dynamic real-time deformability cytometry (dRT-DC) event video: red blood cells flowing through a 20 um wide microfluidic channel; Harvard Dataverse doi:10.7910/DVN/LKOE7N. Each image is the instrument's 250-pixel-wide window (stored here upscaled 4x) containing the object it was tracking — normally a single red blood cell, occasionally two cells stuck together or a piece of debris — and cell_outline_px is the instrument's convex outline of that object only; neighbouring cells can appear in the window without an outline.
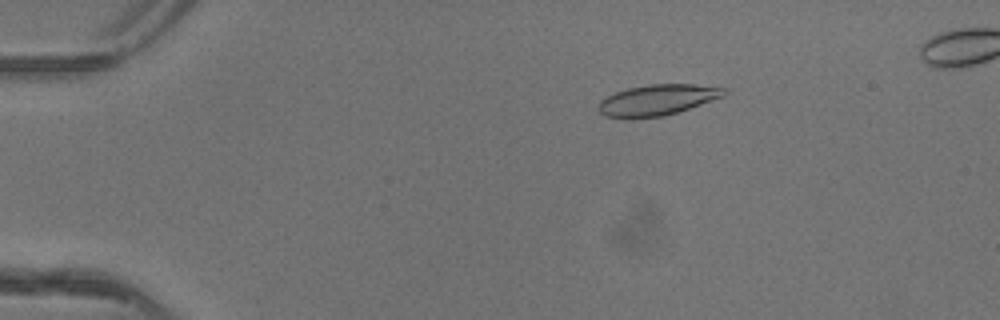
{"species": "common noctule bat (a hibernating species)", "species_latin": "Nyctalus noctula", "temperature_condition": "warm", "stored_images_in_passage": 52, "segment_of_instrument_passage": [1, 2], "camera_frame_rate_fps": 3000, "um_per_image_px": 0.085, "animal": {"sex": "female"}, "frame": {"image": 1, "passage_image": 10, "time_ms": 3.0, "image_size_px": [1000, 320], "cell_outline_px": [[728, 92], [724, 96], [664, 116], [604, 116], [600, 112], [600, 100], [616, 92], [628, 88], [648, 84], [692, 84], [728, 88]], "centroid_in_image_um": [55.95, 8.45], "position_along_channel_um": 29.1, "area_um2": 21.85}}
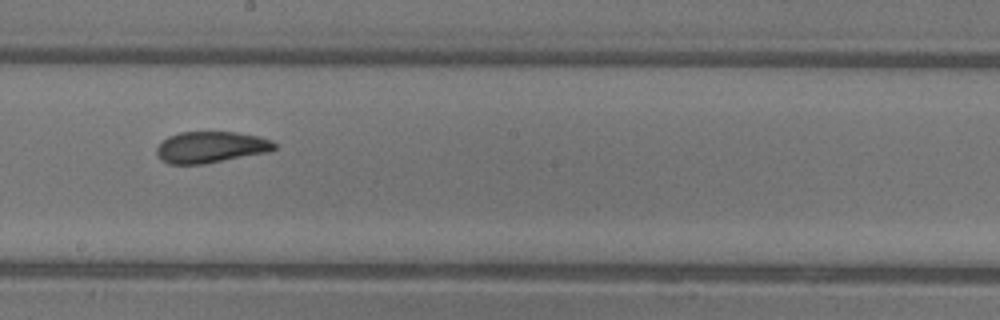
{"frame": {"image": 2, "passage_image": 30, "time_ms": 9.667, "image_size_px": [1000, 320], "cell_outline_px": [[276, 148], [272, 152], [204, 164], [168, 164], [160, 160], [156, 152], [156, 148], [168, 136], [180, 132], [236, 132], [256, 136], [272, 140], [276, 144]], "centroid_in_image_um": [17.94, 12.52], "position_along_channel_um": 230.3, "area_um2": 21.73}}
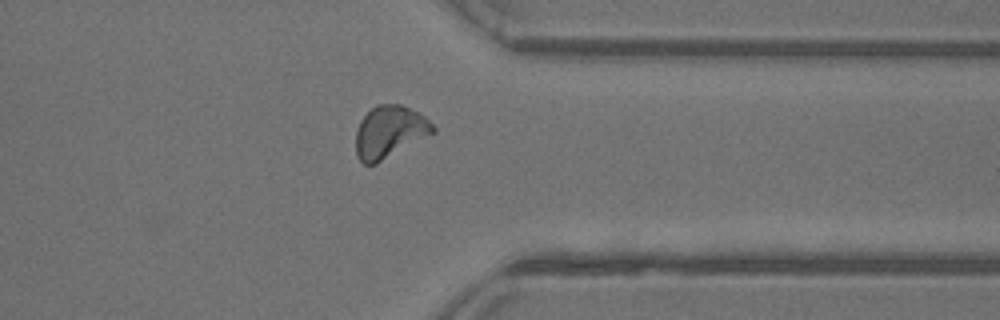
{"frame": {"image": 3, "passage_image": 41, "time_ms": 13.333, "image_size_px": [1000, 320], "cell_outline_px": [[436, 132], [376, 164], [364, 164], [356, 156], [356, 128], [360, 120], [376, 104], [400, 104], [424, 116], [436, 128]], "centroid_in_image_um": [33.1, 11.22], "position_along_channel_um": 378.3, "area_um2": 23.41}}